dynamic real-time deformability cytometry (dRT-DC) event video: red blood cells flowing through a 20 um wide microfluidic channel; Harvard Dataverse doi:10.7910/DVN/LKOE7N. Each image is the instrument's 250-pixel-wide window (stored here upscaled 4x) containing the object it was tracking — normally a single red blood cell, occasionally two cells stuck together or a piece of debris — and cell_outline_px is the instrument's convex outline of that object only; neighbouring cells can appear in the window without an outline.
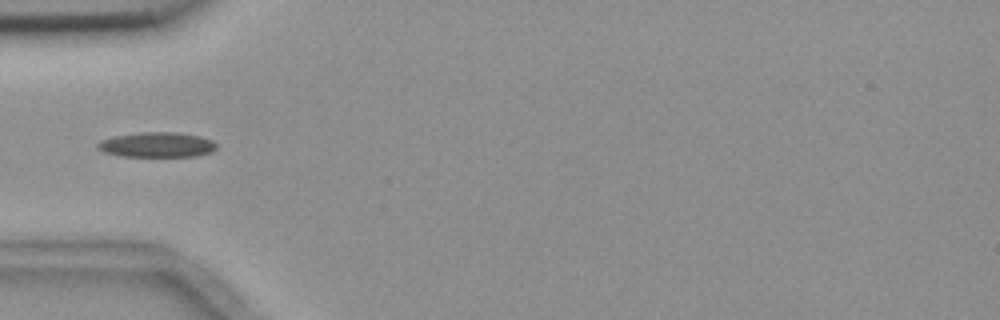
{"species": "common noctule bat (a hibernating species)", "species_latin": "Nyctalus noctula", "temperature_condition": "room temperature", "stored_images_in_passage": 8, "camera_frame_rate_fps": 3000, "um_per_image_px": 0.085, "animal": {"sex": "female", "body_mass_g": 18.4}, "frame": {"image": 1, "passage_image": 4, "time_ms": 3.333, "image_size_px": [1000, 320], "cell_outline_px": [[216, 148], [212, 152], [196, 156], [120, 156], [104, 152], [96, 144], [100, 140], [116, 136], [140, 132], [176, 132], [200, 136], [212, 140], [216, 144]], "centroid_in_image_um": [13.37, 12.3], "position_along_channel_um": 71.6, "area_um2": 17.22}}
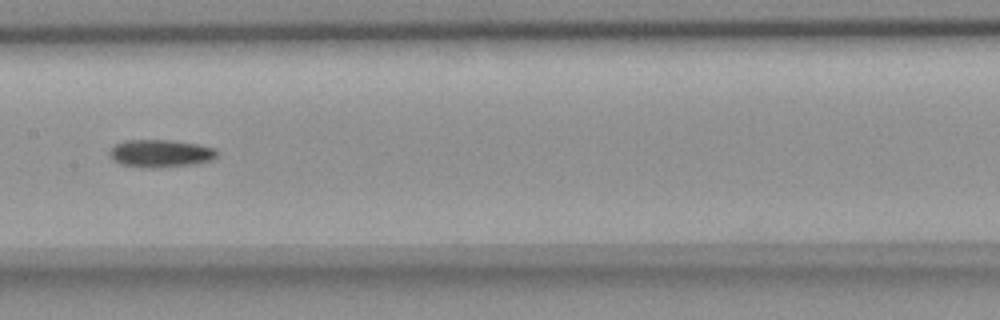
{"frame": {"image": 2, "passage_image": 7, "time_ms": 6.667, "image_size_px": [1000, 320], "cell_outline_px": [[216, 156], [212, 160], [192, 164], [160, 168], [152, 168], [120, 164], [108, 152], [116, 144], [124, 140], [172, 140], [196, 144], [216, 148]], "centroid_in_image_um": [13.66, 13.03], "position_along_channel_um": 193.7, "area_um2": 17.11}}
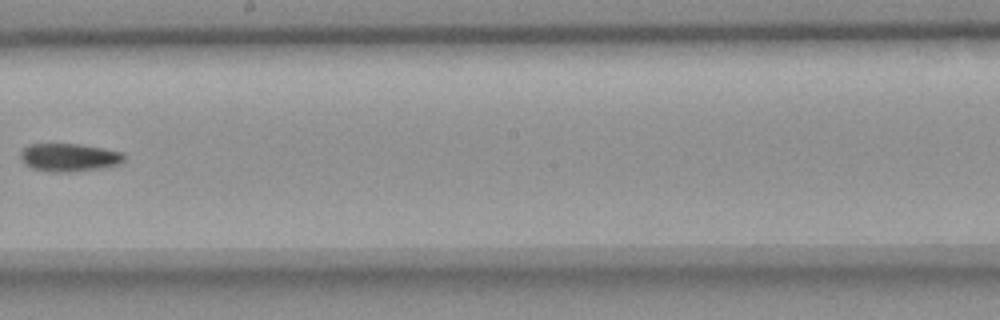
{"frame": {"image": 3, "passage_image": 8, "time_ms": 8.0, "image_size_px": [1000, 320], "cell_outline_px": [[124, 160], [120, 164], [100, 168], [68, 172], [56, 172], [32, 168], [24, 164], [20, 160], [20, 152], [28, 144], [80, 144], [104, 148], [124, 152]], "centroid_in_image_um": [5.87, 13.37], "position_along_channel_um": 242.3, "area_um2": 16.99}}